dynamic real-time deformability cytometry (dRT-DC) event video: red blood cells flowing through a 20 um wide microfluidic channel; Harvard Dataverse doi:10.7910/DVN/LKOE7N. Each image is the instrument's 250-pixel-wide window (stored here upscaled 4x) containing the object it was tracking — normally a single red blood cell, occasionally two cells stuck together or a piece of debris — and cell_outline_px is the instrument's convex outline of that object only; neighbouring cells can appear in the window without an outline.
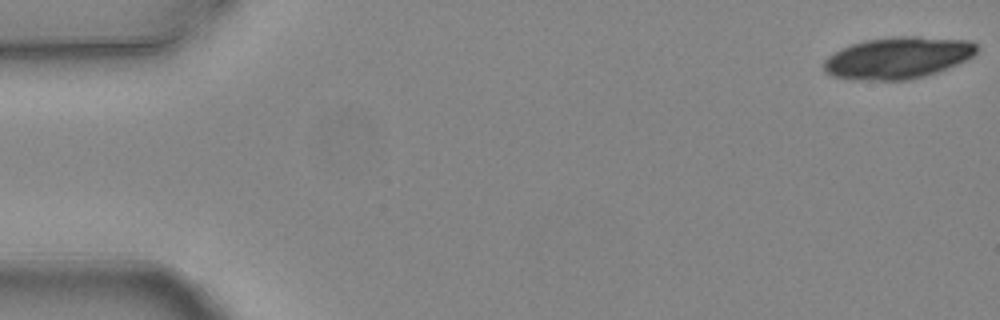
{"species": "common noctule bat (a hibernating species)", "species_latin": "Nyctalus noctula", "temperature_condition": "warm", "stored_images_in_passage": 6, "camera_frame_rate_fps": 3000, "um_per_image_px": 0.085, "animal": {"sex": "female", "body_mass_g": 24.6, "forearm_length_mm": 56.2}, "frame": {"image": 1, "passage_image": 1, "time_ms": 0.0, "image_size_px": [1000, 320], "cell_outline_px": [[980, 48], [968, 60], [948, 68], [924, 76], [908, 80], [852, 80], [832, 76], [824, 72], [824, 60], [828, 56], [852, 44], [864, 40], [900, 36], [916, 36], [968, 40], [976, 44]], "centroid_in_image_um": [76.33, 4.92], "position_along_channel_um": 8.7, "area_um2": 37.28}}